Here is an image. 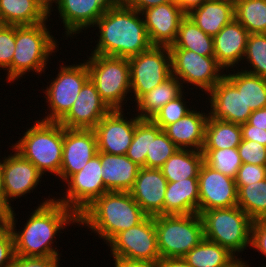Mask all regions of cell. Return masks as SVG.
<instances>
[{
    "instance_id": "cell-1",
    "label": "cell",
    "mask_w": 266,
    "mask_h": 267,
    "mask_svg": "<svg viewBox=\"0 0 266 267\" xmlns=\"http://www.w3.org/2000/svg\"><path fill=\"white\" fill-rule=\"evenodd\" d=\"M44 198L28 216L24 227L17 229L15 210H10L8 227L14 239L15 255L22 257L62 256L58 251L56 235L59 236L67 226H78V215L58 202L55 197ZM18 230V232H17ZM21 230V231H19ZM62 230V231H61ZM60 233V234H58ZM55 248H54V247Z\"/></svg>"
},
{
    "instance_id": "cell-2",
    "label": "cell",
    "mask_w": 266,
    "mask_h": 267,
    "mask_svg": "<svg viewBox=\"0 0 266 267\" xmlns=\"http://www.w3.org/2000/svg\"><path fill=\"white\" fill-rule=\"evenodd\" d=\"M93 28L99 30L96 32L97 44L95 48L92 47L91 54L129 59L152 46L142 14L117 0L108 7Z\"/></svg>"
},
{
    "instance_id": "cell-3",
    "label": "cell",
    "mask_w": 266,
    "mask_h": 267,
    "mask_svg": "<svg viewBox=\"0 0 266 267\" xmlns=\"http://www.w3.org/2000/svg\"><path fill=\"white\" fill-rule=\"evenodd\" d=\"M146 217L130 192L110 191L78 215V227H87L107 245L118 233L138 225Z\"/></svg>"
},
{
    "instance_id": "cell-4",
    "label": "cell",
    "mask_w": 266,
    "mask_h": 267,
    "mask_svg": "<svg viewBox=\"0 0 266 267\" xmlns=\"http://www.w3.org/2000/svg\"><path fill=\"white\" fill-rule=\"evenodd\" d=\"M46 22L36 25H15V50L11 63V84L32 72L42 75L48 68L52 53L60 44L49 31ZM58 47V48H57ZM57 49V50H56ZM49 58V59H48ZM46 68V69H45ZM21 77V78H20Z\"/></svg>"
},
{
    "instance_id": "cell-5",
    "label": "cell",
    "mask_w": 266,
    "mask_h": 267,
    "mask_svg": "<svg viewBox=\"0 0 266 267\" xmlns=\"http://www.w3.org/2000/svg\"><path fill=\"white\" fill-rule=\"evenodd\" d=\"M26 128L21 138L12 147L33 163L44 175L58 176L63 154V126L59 122H46L41 119Z\"/></svg>"
},
{
    "instance_id": "cell-6",
    "label": "cell",
    "mask_w": 266,
    "mask_h": 267,
    "mask_svg": "<svg viewBox=\"0 0 266 267\" xmlns=\"http://www.w3.org/2000/svg\"><path fill=\"white\" fill-rule=\"evenodd\" d=\"M87 58L89 79L102 100L111 110H125L124 105L131 100L128 96L131 93L128 59L100 54H90Z\"/></svg>"
},
{
    "instance_id": "cell-7",
    "label": "cell",
    "mask_w": 266,
    "mask_h": 267,
    "mask_svg": "<svg viewBox=\"0 0 266 267\" xmlns=\"http://www.w3.org/2000/svg\"><path fill=\"white\" fill-rule=\"evenodd\" d=\"M204 238L226 247L237 257L251 247L253 220L238 206L200 213Z\"/></svg>"
},
{
    "instance_id": "cell-8",
    "label": "cell",
    "mask_w": 266,
    "mask_h": 267,
    "mask_svg": "<svg viewBox=\"0 0 266 267\" xmlns=\"http://www.w3.org/2000/svg\"><path fill=\"white\" fill-rule=\"evenodd\" d=\"M161 259L184 257L204 239L200 214L154 216Z\"/></svg>"
},
{
    "instance_id": "cell-9",
    "label": "cell",
    "mask_w": 266,
    "mask_h": 267,
    "mask_svg": "<svg viewBox=\"0 0 266 267\" xmlns=\"http://www.w3.org/2000/svg\"><path fill=\"white\" fill-rule=\"evenodd\" d=\"M52 79L47 83L50 84L46 86V90H42L49 108L42 121L59 122L69 112L82 87L89 80V69L85 61L72 65H64L62 62L58 74Z\"/></svg>"
},
{
    "instance_id": "cell-10",
    "label": "cell",
    "mask_w": 266,
    "mask_h": 267,
    "mask_svg": "<svg viewBox=\"0 0 266 267\" xmlns=\"http://www.w3.org/2000/svg\"><path fill=\"white\" fill-rule=\"evenodd\" d=\"M128 61L131 84L129 96H133L131 97L133 103L172 75L169 46L152 45L146 51L129 58Z\"/></svg>"
},
{
    "instance_id": "cell-11",
    "label": "cell",
    "mask_w": 266,
    "mask_h": 267,
    "mask_svg": "<svg viewBox=\"0 0 266 267\" xmlns=\"http://www.w3.org/2000/svg\"><path fill=\"white\" fill-rule=\"evenodd\" d=\"M169 49L172 75L177 77L182 85L189 83L187 87L192 85L196 90L204 92L200 95H206L224 77L225 70L214 56H201L181 48Z\"/></svg>"
},
{
    "instance_id": "cell-12",
    "label": "cell",
    "mask_w": 266,
    "mask_h": 267,
    "mask_svg": "<svg viewBox=\"0 0 266 267\" xmlns=\"http://www.w3.org/2000/svg\"><path fill=\"white\" fill-rule=\"evenodd\" d=\"M102 173L100 152H98L78 173L73 174L64 183L67 189L61 193L63 197L55 199L79 215L96 198L108 192Z\"/></svg>"
},
{
    "instance_id": "cell-13",
    "label": "cell",
    "mask_w": 266,
    "mask_h": 267,
    "mask_svg": "<svg viewBox=\"0 0 266 267\" xmlns=\"http://www.w3.org/2000/svg\"><path fill=\"white\" fill-rule=\"evenodd\" d=\"M112 257L159 262L154 217L147 216L138 225L118 233L108 244Z\"/></svg>"
},
{
    "instance_id": "cell-14",
    "label": "cell",
    "mask_w": 266,
    "mask_h": 267,
    "mask_svg": "<svg viewBox=\"0 0 266 267\" xmlns=\"http://www.w3.org/2000/svg\"><path fill=\"white\" fill-rule=\"evenodd\" d=\"M12 153L3 159L2 173L5 189V206L12 210L11 202L33 193L41 184L43 174L36 166L17 152L12 146ZM14 150V151H13ZM14 152V153H13ZM27 194V195H26ZM14 199V200H13Z\"/></svg>"
},
{
    "instance_id": "cell-15",
    "label": "cell",
    "mask_w": 266,
    "mask_h": 267,
    "mask_svg": "<svg viewBox=\"0 0 266 267\" xmlns=\"http://www.w3.org/2000/svg\"><path fill=\"white\" fill-rule=\"evenodd\" d=\"M123 110H111L96 125L98 152L125 155L132 142L136 124L141 120L135 113L127 118ZM135 115V117H134Z\"/></svg>"
},
{
    "instance_id": "cell-16",
    "label": "cell",
    "mask_w": 266,
    "mask_h": 267,
    "mask_svg": "<svg viewBox=\"0 0 266 267\" xmlns=\"http://www.w3.org/2000/svg\"><path fill=\"white\" fill-rule=\"evenodd\" d=\"M199 214L206 210L237 206L235 179L203 162L198 176Z\"/></svg>"
},
{
    "instance_id": "cell-17",
    "label": "cell",
    "mask_w": 266,
    "mask_h": 267,
    "mask_svg": "<svg viewBox=\"0 0 266 267\" xmlns=\"http://www.w3.org/2000/svg\"><path fill=\"white\" fill-rule=\"evenodd\" d=\"M97 153L94 129H69L63 126V154L59 178L65 183Z\"/></svg>"
},
{
    "instance_id": "cell-18",
    "label": "cell",
    "mask_w": 266,
    "mask_h": 267,
    "mask_svg": "<svg viewBox=\"0 0 266 267\" xmlns=\"http://www.w3.org/2000/svg\"><path fill=\"white\" fill-rule=\"evenodd\" d=\"M115 0H58L56 9L67 38L94 26ZM60 15V16H59ZM69 36V37H68ZM74 36V37H73Z\"/></svg>"
},
{
    "instance_id": "cell-19",
    "label": "cell",
    "mask_w": 266,
    "mask_h": 267,
    "mask_svg": "<svg viewBox=\"0 0 266 267\" xmlns=\"http://www.w3.org/2000/svg\"><path fill=\"white\" fill-rule=\"evenodd\" d=\"M204 101L209 116L215 120L243 124L249 119L252 110L246 107L241 92L224 76L208 93Z\"/></svg>"
},
{
    "instance_id": "cell-20",
    "label": "cell",
    "mask_w": 266,
    "mask_h": 267,
    "mask_svg": "<svg viewBox=\"0 0 266 267\" xmlns=\"http://www.w3.org/2000/svg\"><path fill=\"white\" fill-rule=\"evenodd\" d=\"M111 109L89 79L82 87L69 112L59 121L69 129H94Z\"/></svg>"
},
{
    "instance_id": "cell-21",
    "label": "cell",
    "mask_w": 266,
    "mask_h": 267,
    "mask_svg": "<svg viewBox=\"0 0 266 267\" xmlns=\"http://www.w3.org/2000/svg\"><path fill=\"white\" fill-rule=\"evenodd\" d=\"M152 45L171 46L177 38L179 25L186 14L175 1L150 7L141 12Z\"/></svg>"
},
{
    "instance_id": "cell-22",
    "label": "cell",
    "mask_w": 266,
    "mask_h": 267,
    "mask_svg": "<svg viewBox=\"0 0 266 267\" xmlns=\"http://www.w3.org/2000/svg\"><path fill=\"white\" fill-rule=\"evenodd\" d=\"M167 183L161 169L141 167L129 192L147 216L163 215Z\"/></svg>"
},
{
    "instance_id": "cell-23",
    "label": "cell",
    "mask_w": 266,
    "mask_h": 267,
    "mask_svg": "<svg viewBox=\"0 0 266 267\" xmlns=\"http://www.w3.org/2000/svg\"><path fill=\"white\" fill-rule=\"evenodd\" d=\"M248 31L234 18L213 37L214 57L225 70L239 68L243 61Z\"/></svg>"
},
{
    "instance_id": "cell-24",
    "label": "cell",
    "mask_w": 266,
    "mask_h": 267,
    "mask_svg": "<svg viewBox=\"0 0 266 267\" xmlns=\"http://www.w3.org/2000/svg\"><path fill=\"white\" fill-rule=\"evenodd\" d=\"M205 111H197L195 107L183 118L167 125L163 131L179 149L202 151L205 143V126L209 117L208 111Z\"/></svg>"
},
{
    "instance_id": "cell-25",
    "label": "cell",
    "mask_w": 266,
    "mask_h": 267,
    "mask_svg": "<svg viewBox=\"0 0 266 267\" xmlns=\"http://www.w3.org/2000/svg\"><path fill=\"white\" fill-rule=\"evenodd\" d=\"M102 176L105 188L110 191L129 192L141 168L126 155L100 152Z\"/></svg>"
},
{
    "instance_id": "cell-26",
    "label": "cell",
    "mask_w": 266,
    "mask_h": 267,
    "mask_svg": "<svg viewBox=\"0 0 266 267\" xmlns=\"http://www.w3.org/2000/svg\"><path fill=\"white\" fill-rule=\"evenodd\" d=\"M199 214L198 177L168 182L165 192L163 215Z\"/></svg>"
},
{
    "instance_id": "cell-27",
    "label": "cell",
    "mask_w": 266,
    "mask_h": 267,
    "mask_svg": "<svg viewBox=\"0 0 266 267\" xmlns=\"http://www.w3.org/2000/svg\"><path fill=\"white\" fill-rule=\"evenodd\" d=\"M234 0H207L187 16L207 35L214 37L234 18Z\"/></svg>"
},
{
    "instance_id": "cell-28",
    "label": "cell",
    "mask_w": 266,
    "mask_h": 267,
    "mask_svg": "<svg viewBox=\"0 0 266 267\" xmlns=\"http://www.w3.org/2000/svg\"><path fill=\"white\" fill-rule=\"evenodd\" d=\"M186 86L182 85L180 80L171 75L168 79L157 85L155 88L142 95L135 106L138 113H135L140 119H152L153 116L168 102L180 96Z\"/></svg>"
},
{
    "instance_id": "cell-29",
    "label": "cell",
    "mask_w": 266,
    "mask_h": 267,
    "mask_svg": "<svg viewBox=\"0 0 266 267\" xmlns=\"http://www.w3.org/2000/svg\"><path fill=\"white\" fill-rule=\"evenodd\" d=\"M3 25H36L50 21L49 13L35 0H0ZM49 19V20H48Z\"/></svg>"
},
{
    "instance_id": "cell-30",
    "label": "cell",
    "mask_w": 266,
    "mask_h": 267,
    "mask_svg": "<svg viewBox=\"0 0 266 267\" xmlns=\"http://www.w3.org/2000/svg\"><path fill=\"white\" fill-rule=\"evenodd\" d=\"M237 70L236 68L227 70L224 76L241 92L246 107L252 111L265 108L266 78L248 73L240 68ZM230 71L232 72L230 73Z\"/></svg>"
},
{
    "instance_id": "cell-31",
    "label": "cell",
    "mask_w": 266,
    "mask_h": 267,
    "mask_svg": "<svg viewBox=\"0 0 266 267\" xmlns=\"http://www.w3.org/2000/svg\"><path fill=\"white\" fill-rule=\"evenodd\" d=\"M204 162L202 151L178 149L160 168L167 182H177L198 177Z\"/></svg>"
},
{
    "instance_id": "cell-32",
    "label": "cell",
    "mask_w": 266,
    "mask_h": 267,
    "mask_svg": "<svg viewBox=\"0 0 266 267\" xmlns=\"http://www.w3.org/2000/svg\"><path fill=\"white\" fill-rule=\"evenodd\" d=\"M183 258L191 267H231L240 259L226 247L206 238Z\"/></svg>"
},
{
    "instance_id": "cell-33",
    "label": "cell",
    "mask_w": 266,
    "mask_h": 267,
    "mask_svg": "<svg viewBox=\"0 0 266 267\" xmlns=\"http://www.w3.org/2000/svg\"><path fill=\"white\" fill-rule=\"evenodd\" d=\"M241 142L240 124L208 117L205 126V143L202 150L237 148Z\"/></svg>"
},
{
    "instance_id": "cell-34",
    "label": "cell",
    "mask_w": 266,
    "mask_h": 267,
    "mask_svg": "<svg viewBox=\"0 0 266 267\" xmlns=\"http://www.w3.org/2000/svg\"><path fill=\"white\" fill-rule=\"evenodd\" d=\"M169 48H181L201 56H214L213 37L204 33L187 15L181 20L176 41Z\"/></svg>"
},
{
    "instance_id": "cell-35",
    "label": "cell",
    "mask_w": 266,
    "mask_h": 267,
    "mask_svg": "<svg viewBox=\"0 0 266 267\" xmlns=\"http://www.w3.org/2000/svg\"><path fill=\"white\" fill-rule=\"evenodd\" d=\"M234 11L249 34H266V0H234Z\"/></svg>"
},
{
    "instance_id": "cell-36",
    "label": "cell",
    "mask_w": 266,
    "mask_h": 267,
    "mask_svg": "<svg viewBox=\"0 0 266 267\" xmlns=\"http://www.w3.org/2000/svg\"><path fill=\"white\" fill-rule=\"evenodd\" d=\"M237 206L253 221L266 219V179L237 190Z\"/></svg>"
},
{
    "instance_id": "cell-37",
    "label": "cell",
    "mask_w": 266,
    "mask_h": 267,
    "mask_svg": "<svg viewBox=\"0 0 266 267\" xmlns=\"http://www.w3.org/2000/svg\"><path fill=\"white\" fill-rule=\"evenodd\" d=\"M179 148L166 133L151 120V145L147 151L146 168L160 169Z\"/></svg>"
},
{
    "instance_id": "cell-38",
    "label": "cell",
    "mask_w": 266,
    "mask_h": 267,
    "mask_svg": "<svg viewBox=\"0 0 266 267\" xmlns=\"http://www.w3.org/2000/svg\"><path fill=\"white\" fill-rule=\"evenodd\" d=\"M243 62L249 67L242 66L241 70L266 78V34L248 35L241 65L244 64Z\"/></svg>"
},
{
    "instance_id": "cell-39",
    "label": "cell",
    "mask_w": 266,
    "mask_h": 267,
    "mask_svg": "<svg viewBox=\"0 0 266 267\" xmlns=\"http://www.w3.org/2000/svg\"><path fill=\"white\" fill-rule=\"evenodd\" d=\"M204 162L224 175L236 178L242 161L237 148L202 150Z\"/></svg>"
},
{
    "instance_id": "cell-40",
    "label": "cell",
    "mask_w": 266,
    "mask_h": 267,
    "mask_svg": "<svg viewBox=\"0 0 266 267\" xmlns=\"http://www.w3.org/2000/svg\"><path fill=\"white\" fill-rule=\"evenodd\" d=\"M151 145V119H141L135 127L134 136L126 156L140 167H146L147 151Z\"/></svg>"
},
{
    "instance_id": "cell-41",
    "label": "cell",
    "mask_w": 266,
    "mask_h": 267,
    "mask_svg": "<svg viewBox=\"0 0 266 267\" xmlns=\"http://www.w3.org/2000/svg\"><path fill=\"white\" fill-rule=\"evenodd\" d=\"M185 93L183 92L180 96L177 98L171 100L167 104H165L151 119L156 125H158L162 130L172 123H175L179 119L186 116L189 112H191L194 108L190 106L188 107V101L185 100Z\"/></svg>"
},
{
    "instance_id": "cell-42",
    "label": "cell",
    "mask_w": 266,
    "mask_h": 267,
    "mask_svg": "<svg viewBox=\"0 0 266 267\" xmlns=\"http://www.w3.org/2000/svg\"><path fill=\"white\" fill-rule=\"evenodd\" d=\"M15 50V25L0 27V70H6V81L11 83V63Z\"/></svg>"
},
{
    "instance_id": "cell-43",
    "label": "cell",
    "mask_w": 266,
    "mask_h": 267,
    "mask_svg": "<svg viewBox=\"0 0 266 267\" xmlns=\"http://www.w3.org/2000/svg\"><path fill=\"white\" fill-rule=\"evenodd\" d=\"M242 163L266 166V146L251 140H242L237 147Z\"/></svg>"
},
{
    "instance_id": "cell-44",
    "label": "cell",
    "mask_w": 266,
    "mask_h": 267,
    "mask_svg": "<svg viewBox=\"0 0 266 267\" xmlns=\"http://www.w3.org/2000/svg\"><path fill=\"white\" fill-rule=\"evenodd\" d=\"M266 179V166L242 163L235 178L237 190L241 186L250 185Z\"/></svg>"
},
{
    "instance_id": "cell-45",
    "label": "cell",
    "mask_w": 266,
    "mask_h": 267,
    "mask_svg": "<svg viewBox=\"0 0 266 267\" xmlns=\"http://www.w3.org/2000/svg\"><path fill=\"white\" fill-rule=\"evenodd\" d=\"M15 257L14 239L10 228L0 230V267H9Z\"/></svg>"
},
{
    "instance_id": "cell-46",
    "label": "cell",
    "mask_w": 266,
    "mask_h": 267,
    "mask_svg": "<svg viewBox=\"0 0 266 267\" xmlns=\"http://www.w3.org/2000/svg\"><path fill=\"white\" fill-rule=\"evenodd\" d=\"M60 256L22 257L15 255L9 267H61Z\"/></svg>"
},
{
    "instance_id": "cell-47",
    "label": "cell",
    "mask_w": 266,
    "mask_h": 267,
    "mask_svg": "<svg viewBox=\"0 0 266 267\" xmlns=\"http://www.w3.org/2000/svg\"><path fill=\"white\" fill-rule=\"evenodd\" d=\"M251 248L266 257V219L254 220L251 226ZM266 267V264H261Z\"/></svg>"
},
{
    "instance_id": "cell-48",
    "label": "cell",
    "mask_w": 266,
    "mask_h": 267,
    "mask_svg": "<svg viewBox=\"0 0 266 267\" xmlns=\"http://www.w3.org/2000/svg\"><path fill=\"white\" fill-rule=\"evenodd\" d=\"M240 127L242 140H251L266 146V130L255 128V126L250 125L248 122L241 124Z\"/></svg>"
},
{
    "instance_id": "cell-49",
    "label": "cell",
    "mask_w": 266,
    "mask_h": 267,
    "mask_svg": "<svg viewBox=\"0 0 266 267\" xmlns=\"http://www.w3.org/2000/svg\"><path fill=\"white\" fill-rule=\"evenodd\" d=\"M120 4L133 8L140 13L150 7L158 6L173 0H117Z\"/></svg>"
},
{
    "instance_id": "cell-50",
    "label": "cell",
    "mask_w": 266,
    "mask_h": 267,
    "mask_svg": "<svg viewBox=\"0 0 266 267\" xmlns=\"http://www.w3.org/2000/svg\"><path fill=\"white\" fill-rule=\"evenodd\" d=\"M114 267H159V262L132 260L123 257H112Z\"/></svg>"
},
{
    "instance_id": "cell-51",
    "label": "cell",
    "mask_w": 266,
    "mask_h": 267,
    "mask_svg": "<svg viewBox=\"0 0 266 267\" xmlns=\"http://www.w3.org/2000/svg\"><path fill=\"white\" fill-rule=\"evenodd\" d=\"M247 122L255 128L266 130V107L252 111Z\"/></svg>"
},
{
    "instance_id": "cell-52",
    "label": "cell",
    "mask_w": 266,
    "mask_h": 267,
    "mask_svg": "<svg viewBox=\"0 0 266 267\" xmlns=\"http://www.w3.org/2000/svg\"><path fill=\"white\" fill-rule=\"evenodd\" d=\"M159 267H191L183 257L163 258L159 261Z\"/></svg>"
},
{
    "instance_id": "cell-53",
    "label": "cell",
    "mask_w": 266,
    "mask_h": 267,
    "mask_svg": "<svg viewBox=\"0 0 266 267\" xmlns=\"http://www.w3.org/2000/svg\"><path fill=\"white\" fill-rule=\"evenodd\" d=\"M181 10L187 15L191 10L200 7L207 0H174Z\"/></svg>"
},
{
    "instance_id": "cell-54",
    "label": "cell",
    "mask_w": 266,
    "mask_h": 267,
    "mask_svg": "<svg viewBox=\"0 0 266 267\" xmlns=\"http://www.w3.org/2000/svg\"><path fill=\"white\" fill-rule=\"evenodd\" d=\"M10 210L0 201V230L8 226Z\"/></svg>"
},
{
    "instance_id": "cell-55",
    "label": "cell",
    "mask_w": 266,
    "mask_h": 267,
    "mask_svg": "<svg viewBox=\"0 0 266 267\" xmlns=\"http://www.w3.org/2000/svg\"><path fill=\"white\" fill-rule=\"evenodd\" d=\"M35 1L49 13V17H50V15H52L51 12L54 11L53 8H55V5L58 0H35ZM53 3H55V5Z\"/></svg>"
},
{
    "instance_id": "cell-56",
    "label": "cell",
    "mask_w": 266,
    "mask_h": 267,
    "mask_svg": "<svg viewBox=\"0 0 266 267\" xmlns=\"http://www.w3.org/2000/svg\"><path fill=\"white\" fill-rule=\"evenodd\" d=\"M2 163L3 160L0 159V201L5 205V189H4V181L2 173Z\"/></svg>"
},
{
    "instance_id": "cell-57",
    "label": "cell",
    "mask_w": 266,
    "mask_h": 267,
    "mask_svg": "<svg viewBox=\"0 0 266 267\" xmlns=\"http://www.w3.org/2000/svg\"><path fill=\"white\" fill-rule=\"evenodd\" d=\"M242 255H240V259L231 267H252L250 264H247L249 262H246L245 259L241 258ZM244 261H243V260Z\"/></svg>"
}]
</instances>
